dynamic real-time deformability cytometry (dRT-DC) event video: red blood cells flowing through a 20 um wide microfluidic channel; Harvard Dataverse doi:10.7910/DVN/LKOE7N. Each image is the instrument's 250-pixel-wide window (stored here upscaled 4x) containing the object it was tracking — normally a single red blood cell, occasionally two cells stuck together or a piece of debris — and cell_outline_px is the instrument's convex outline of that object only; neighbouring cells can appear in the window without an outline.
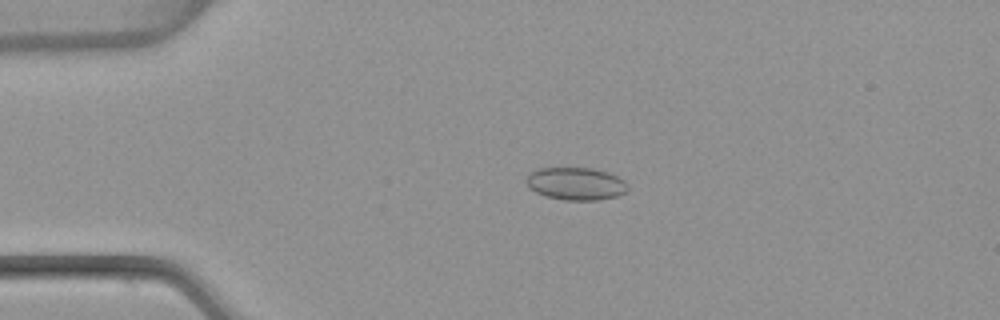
{"species": "common noctule bat (a hibernating species)", "species_latin": "Nyctalus noctula", "temperature_condition": "warm", "stored_images_in_passage": 53, "camera_frame_rate_fps": 3000, "um_per_image_px": 0.085, "animal": {"sex": "female", "body_mass_g": 22.7, "forearm_length_mm": 54.2}, "frame": {"image": 1, "passage_image": 12, "time_ms": 3.667, "image_size_px": [1000, 320], "cell_outline_px": [[628, 188], [624, 192], [616, 196], [596, 200], [564, 200], [544, 196], [528, 188], [528, 176], [536, 168], [592, 168], [608, 172], [624, 180], [628, 184]], "centroid_in_image_um": [48.95, 15.61], "position_along_channel_um": 36.0, "area_um2": 19.19}}
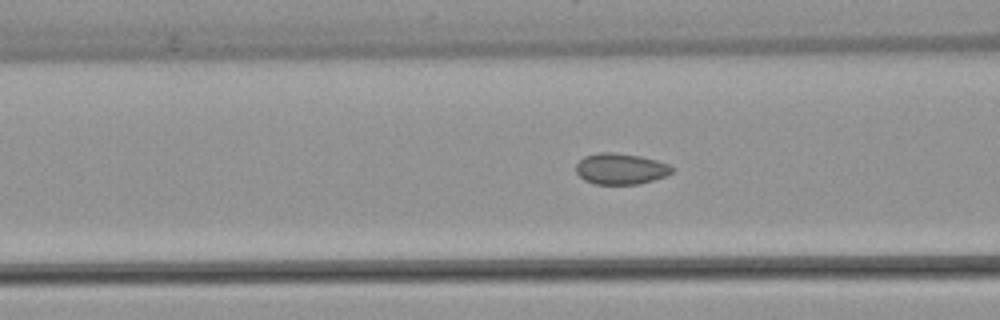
{"frame": {"image": 2, "passage_image": 21, "time_ms": 6.667, "image_size_px": [1000, 320], "cell_outline_px": [[676, 168], [672, 172], [664, 176], [640, 184], [596, 184], [584, 180], [576, 172], [576, 164], [584, 156], [600, 152], [612, 152], [640, 156], [656, 160], [668, 164]], "centroid_in_image_um": [52.75, 14.34], "position_along_channel_um": 113.8, "area_um2": 17.34}}
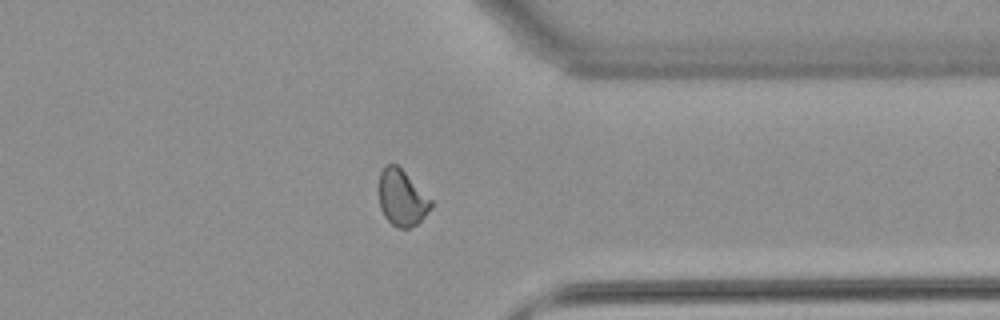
{"frame": {"image": 3, "passage_image": 42, "time_ms": 13.667, "image_size_px": [1000, 320], "cell_outline_px": [[432, 204], [424, 216], [416, 224], [408, 228], [396, 228], [384, 216], [380, 208], [380, 172], [388, 164], [396, 164], [432, 200]], "centroid_in_image_um": [34.15, 16.84], "position_along_channel_um": 377.3, "area_um2": 16.53}, "authors_computed_cell_mechanics": {"area_um2": 17.34, "velocity_mm_per_s": 3.848, "shape_relaxation_time_tau1_ms": null, "shape_relaxation_time_tau2_ms": 0.7428, "deformation_change_tau1": null, "deformation_change_tau2": 0.0443}}